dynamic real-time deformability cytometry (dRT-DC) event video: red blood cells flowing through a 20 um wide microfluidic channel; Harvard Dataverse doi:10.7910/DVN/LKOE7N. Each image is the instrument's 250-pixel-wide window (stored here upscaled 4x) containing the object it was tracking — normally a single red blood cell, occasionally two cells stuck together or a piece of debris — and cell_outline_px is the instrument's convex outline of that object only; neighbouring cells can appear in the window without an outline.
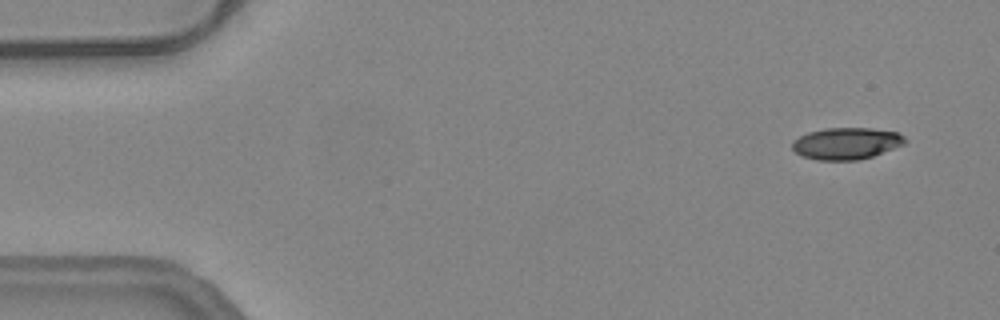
{"species": "common noctule bat (a hibernating species)", "species_latin": "Nyctalus noctula", "temperature_condition": "warm", "stored_images_in_passage": 55, "camera_frame_rate_fps": 3000, "um_per_image_px": 0.085, "animal": {"sex": "female", "body_mass_g": 24.6, "forearm_length_mm": 56.2}, "frame": {"image": 1, "passage_image": 4, "time_ms": 1.0, "image_size_px": [1000, 320], "cell_outline_px": [[908, 140], [904, 144], [872, 156], [860, 160], [816, 160], [804, 156], [796, 152], [792, 148], [792, 140], [808, 132], [824, 128], [872, 128], [896, 132], [904, 136]], "centroid_in_image_um": [71.93, 12.19], "position_along_channel_um": 13.1, "area_um2": 20.87}}
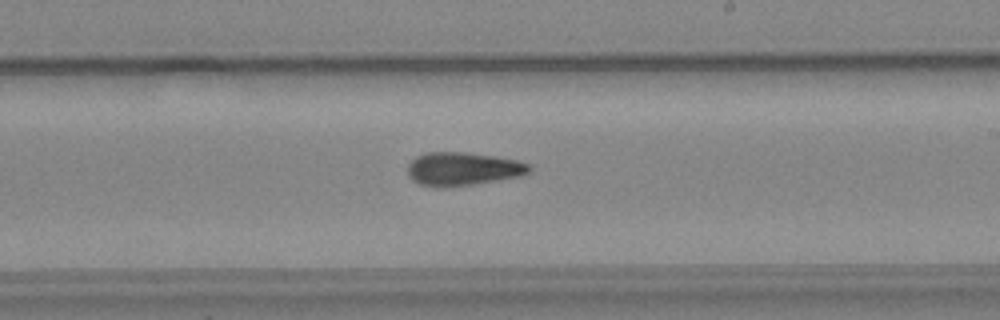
{"frame": {"image": 2, "passage_image": 32, "time_ms": 10.333, "image_size_px": [1000, 320], "cell_outline_px": [[532, 168], [528, 172], [520, 176], [472, 184], [444, 188], [436, 188], [420, 184], [412, 180], [408, 176], [408, 164], [416, 156], [424, 152], [464, 152], [492, 156], [516, 160], [528, 164]], "centroid_in_image_um": [39.27, 14.36], "position_along_channel_um": 249.7, "area_um2": 23.58}}
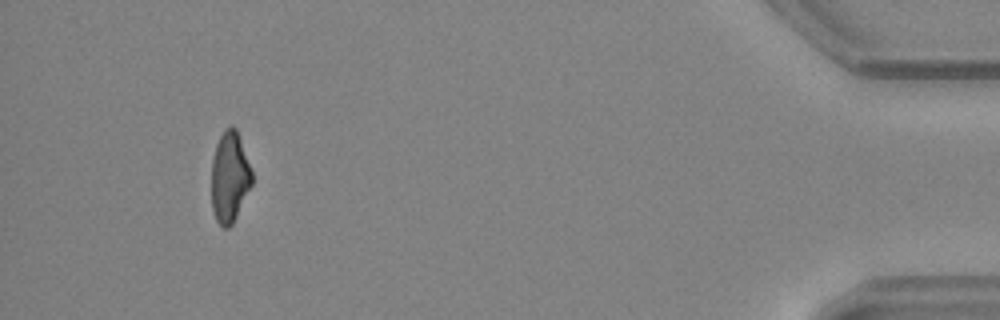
{"frame": {"image": 3, "passage_image": 51, "time_ms": 16.667, "image_size_px": [1000, 320], "cell_outline_px": [[252, 184], [232, 224], [228, 228], [224, 228], [216, 220], [212, 208], [212, 160], [216, 144], [224, 128], [232, 124], [236, 128], [252, 172]], "centroid_in_image_um": [19.51, 15.03], "position_along_channel_um": 415.7, "area_um2": 21.21}, "authors_computed_cell_mechanics": {"area_um2": 22.5998, "velocity_mm_per_s": 3.7864, "shape_relaxation_time_tau1_ms": 7.2073, "shape_relaxation_time_tau2_ms": 7.8263, "deformation_change_tau1": 0.2302, "deformation_change_tau2": 0.1824}}